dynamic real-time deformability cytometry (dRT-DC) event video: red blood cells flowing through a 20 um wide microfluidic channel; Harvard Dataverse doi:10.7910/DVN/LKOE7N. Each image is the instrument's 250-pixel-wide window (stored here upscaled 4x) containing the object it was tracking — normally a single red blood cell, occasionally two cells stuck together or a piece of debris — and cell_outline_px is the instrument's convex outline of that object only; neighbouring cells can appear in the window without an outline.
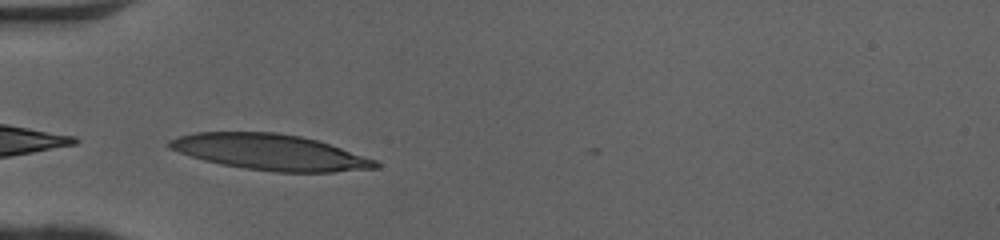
{"species": "human", "species_latin": "Homo sapiens", "temperature_condition": "cold", "stored_images_in_passage": 28, "camera_frame_rate_fps": 3000, "um_per_image_px": 0.085, "donor": {"sex": "female"}, "frame": {"image": 1, "passage_image": 1, "time_ms": 0.0, "image_size_px": [1000, 240], "cell_outline_px": [[380, 168], [332, 172], [276, 172], [244, 168], [220, 164], [204, 160], [168, 148], [168, 140], [180, 136], [196, 132], [276, 132], [300, 136], [316, 140], [376, 160], [380, 164]], "centroid_in_image_um": [22.96, 12.94], "position_along_channel_um": 62.0, "area_um2": 42.77}}
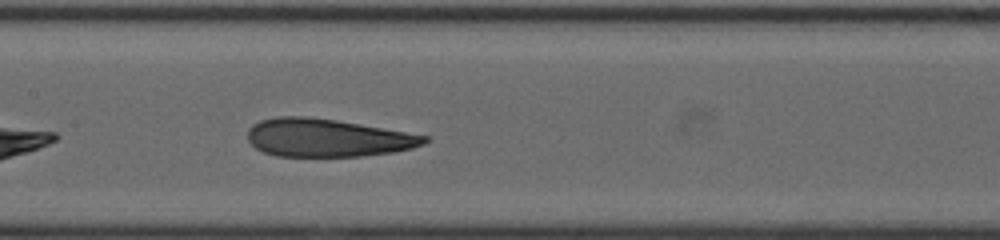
{"frame": {"image": 2, "passage_image": 10, "time_ms": 3.0, "image_size_px": [1000, 240], "cell_outline_px": [[428, 140], [424, 144], [412, 148], [392, 152], [360, 156], [276, 156], [264, 152], [256, 148], [248, 140], [248, 128], [252, 124], [260, 120], [280, 116], [304, 116], [336, 120], [428, 136]], "centroid_in_image_um": [27.78, 11.71], "position_along_channel_um": 179.6, "area_um2": 38.84}}
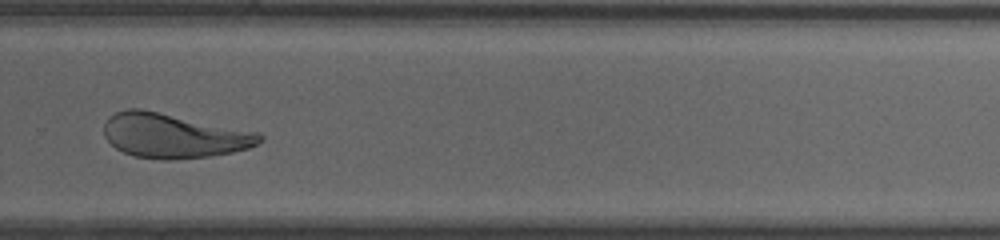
{"frame": {"image": 3, "passage_image": 20, "time_ms": 6.333, "image_size_px": [1000, 240], "cell_outline_px": [[264, 140], [248, 148], [232, 152], [212, 156], [168, 160], [160, 160], [136, 156], [124, 152], [116, 148], [104, 136], [104, 124], [108, 116], [116, 112], [128, 108], [140, 108], [256, 132], [264, 136]], "centroid_in_image_um": [14.73, 11.53], "position_along_channel_um": 315.1, "area_um2": 40.17}, "authors_computed_cell_mechanics": {"area_um2": 40.2577, "velocity_mm_per_s": 4.0793, "shape_relaxation_time_tau1_ms": 7.5023, "shape_relaxation_time_tau2_ms": 1.5287, "deformation_change_tau1": 0.2876, "deformation_change_tau2": 0.1034}}